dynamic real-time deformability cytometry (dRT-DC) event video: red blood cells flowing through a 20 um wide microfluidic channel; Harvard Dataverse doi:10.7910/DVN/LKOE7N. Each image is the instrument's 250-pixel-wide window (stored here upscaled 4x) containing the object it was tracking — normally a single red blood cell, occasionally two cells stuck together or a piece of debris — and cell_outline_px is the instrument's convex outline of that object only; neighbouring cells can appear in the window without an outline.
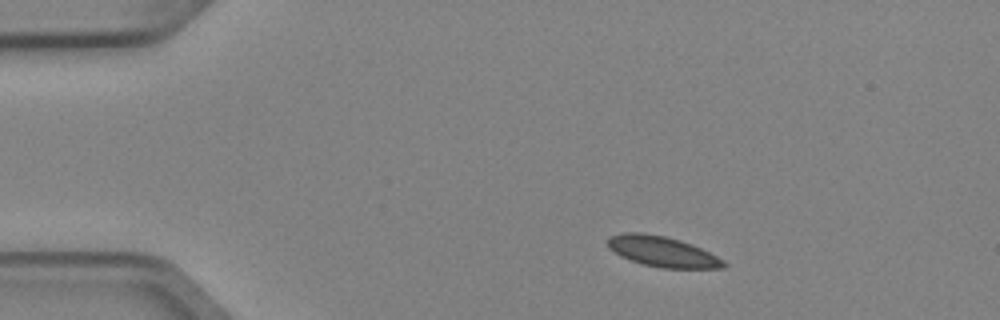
{"species": "Egyptian fruit bat (a non-hibernating species)", "species_latin": "Rousettus aegyptiacus", "temperature_condition": "cold", "stored_images_in_passage": 4, "camera_frame_rate_fps": 3000, "um_per_image_px": 0.085, "animal": {"sex": "female"}, "frame": {"image": 1, "passage_image": 1, "time_ms": 0.0, "image_size_px": [1000, 320], "cell_outline_px": [[728, 264], [724, 268], [664, 268], [644, 264], [620, 256], [608, 248], [608, 236], [624, 232], [640, 232], [664, 236], [680, 240], [692, 244], [724, 260]], "centroid_in_image_um": [56.29, 21.37], "position_along_channel_um": 28.7, "area_um2": 20.46}}
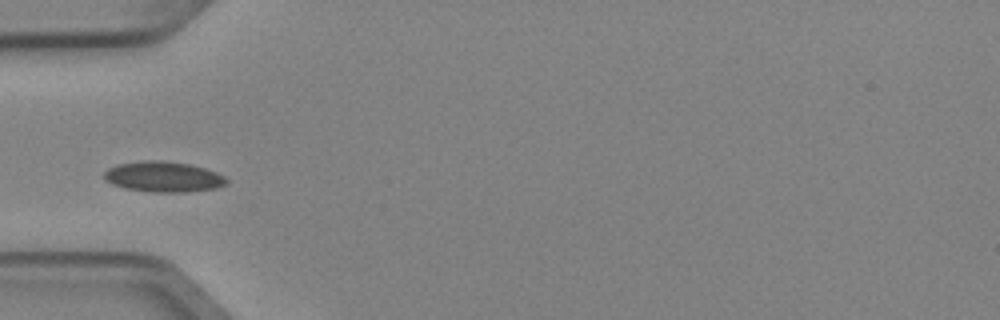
{"frame": {"image": 2, "passage_image": 3, "time_ms": 0.667, "image_size_px": [1000, 320], "cell_outline_px": [[228, 184], [216, 188], [184, 192], [152, 192], [124, 188], [112, 184], [104, 180], [104, 172], [108, 168], [116, 164], [144, 160], [160, 160], [188, 164], [204, 168], [216, 172], [224, 176], [228, 180]], "centroid_in_image_um": [13.87, 15.02], "position_along_channel_um": 71.1, "area_um2": 21.85}}
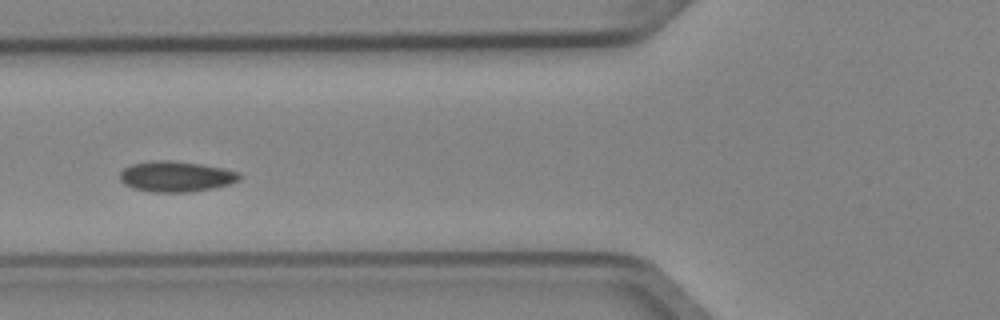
{"frame": {"image": 3, "passage_image": 4, "time_ms": 1.0, "image_size_px": [1000, 320], "cell_outline_px": [[240, 180], [228, 184], [212, 188], [192, 192], [152, 192], [132, 188], [124, 184], [120, 180], [120, 172], [124, 168], [132, 164], [152, 160], [172, 160], [200, 164], [224, 168], [240, 172]], "centroid_in_image_um": [14.95, 15.0], "position_along_channel_um": 110.9, "area_um2": 21.44}}